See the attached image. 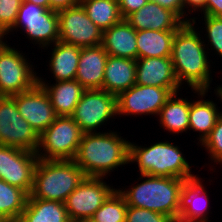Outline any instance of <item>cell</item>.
<instances>
[{
	"mask_svg": "<svg viewBox=\"0 0 222 222\" xmlns=\"http://www.w3.org/2000/svg\"><path fill=\"white\" fill-rule=\"evenodd\" d=\"M115 190L103 181V177H85L65 201L71 222L92 218Z\"/></svg>",
	"mask_w": 222,
	"mask_h": 222,
	"instance_id": "8fae6325",
	"label": "cell"
},
{
	"mask_svg": "<svg viewBox=\"0 0 222 222\" xmlns=\"http://www.w3.org/2000/svg\"><path fill=\"white\" fill-rule=\"evenodd\" d=\"M21 27L34 44L46 48L59 41V18L58 13L51 9L31 2L22 1L18 10L17 18L13 28L9 31Z\"/></svg>",
	"mask_w": 222,
	"mask_h": 222,
	"instance_id": "52a82bcc",
	"label": "cell"
},
{
	"mask_svg": "<svg viewBox=\"0 0 222 222\" xmlns=\"http://www.w3.org/2000/svg\"><path fill=\"white\" fill-rule=\"evenodd\" d=\"M191 21L184 23L175 33L171 51L173 69L180 86L185 81L192 90L208 91L213 80L210 77L209 52H206L205 40L193 26L195 17Z\"/></svg>",
	"mask_w": 222,
	"mask_h": 222,
	"instance_id": "6da1fadb",
	"label": "cell"
},
{
	"mask_svg": "<svg viewBox=\"0 0 222 222\" xmlns=\"http://www.w3.org/2000/svg\"><path fill=\"white\" fill-rule=\"evenodd\" d=\"M0 222H19V220H12V219H0Z\"/></svg>",
	"mask_w": 222,
	"mask_h": 222,
	"instance_id": "7bdbcfd3",
	"label": "cell"
},
{
	"mask_svg": "<svg viewBox=\"0 0 222 222\" xmlns=\"http://www.w3.org/2000/svg\"><path fill=\"white\" fill-rule=\"evenodd\" d=\"M201 146L209 152L212 161L222 164V115L218 118L210 134L201 143Z\"/></svg>",
	"mask_w": 222,
	"mask_h": 222,
	"instance_id": "4dcf8cb0",
	"label": "cell"
},
{
	"mask_svg": "<svg viewBox=\"0 0 222 222\" xmlns=\"http://www.w3.org/2000/svg\"><path fill=\"white\" fill-rule=\"evenodd\" d=\"M82 136L80 126L71 116H57L39 135L36 154L43 160H73Z\"/></svg>",
	"mask_w": 222,
	"mask_h": 222,
	"instance_id": "8992f818",
	"label": "cell"
},
{
	"mask_svg": "<svg viewBox=\"0 0 222 222\" xmlns=\"http://www.w3.org/2000/svg\"><path fill=\"white\" fill-rule=\"evenodd\" d=\"M129 143L117 132L83 133L73 159L86 177H103L129 163Z\"/></svg>",
	"mask_w": 222,
	"mask_h": 222,
	"instance_id": "7a4b0ae2",
	"label": "cell"
},
{
	"mask_svg": "<svg viewBox=\"0 0 222 222\" xmlns=\"http://www.w3.org/2000/svg\"><path fill=\"white\" fill-rule=\"evenodd\" d=\"M125 20L137 31H177L185 22L173 11L149 0Z\"/></svg>",
	"mask_w": 222,
	"mask_h": 222,
	"instance_id": "e0dca14e",
	"label": "cell"
},
{
	"mask_svg": "<svg viewBox=\"0 0 222 222\" xmlns=\"http://www.w3.org/2000/svg\"><path fill=\"white\" fill-rule=\"evenodd\" d=\"M145 180L128 190L118 189L128 206L148 209L178 220L186 179L141 174Z\"/></svg>",
	"mask_w": 222,
	"mask_h": 222,
	"instance_id": "3957f363",
	"label": "cell"
},
{
	"mask_svg": "<svg viewBox=\"0 0 222 222\" xmlns=\"http://www.w3.org/2000/svg\"><path fill=\"white\" fill-rule=\"evenodd\" d=\"M115 115H118L116 96L101 89H89L83 92L71 117L83 133H93Z\"/></svg>",
	"mask_w": 222,
	"mask_h": 222,
	"instance_id": "30bf717a",
	"label": "cell"
},
{
	"mask_svg": "<svg viewBox=\"0 0 222 222\" xmlns=\"http://www.w3.org/2000/svg\"><path fill=\"white\" fill-rule=\"evenodd\" d=\"M40 84L49 96L51 105L57 116H71L83 92L86 90L76 79L56 81L55 85L46 84L44 78L38 76Z\"/></svg>",
	"mask_w": 222,
	"mask_h": 222,
	"instance_id": "44dd1931",
	"label": "cell"
},
{
	"mask_svg": "<svg viewBox=\"0 0 222 222\" xmlns=\"http://www.w3.org/2000/svg\"><path fill=\"white\" fill-rule=\"evenodd\" d=\"M80 0H49V9L59 12L78 5Z\"/></svg>",
	"mask_w": 222,
	"mask_h": 222,
	"instance_id": "f35d334b",
	"label": "cell"
},
{
	"mask_svg": "<svg viewBox=\"0 0 222 222\" xmlns=\"http://www.w3.org/2000/svg\"><path fill=\"white\" fill-rule=\"evenodd\" d=\"M20 115L40 135L57 118L44 88L36 84L28 91L13 95Z\"/></svg>",
	"mask_w": 222,
	"mask_h": 222,
	"instance_id": "9a60e30c",
	"label": "cell"
},
{
	"mask_svg": "<svg viewBox=\"0 0 222 222\" xmlns=\"http://www.w3.org/2000/svg\"><path fill=\"white\" fill-rule=\"evenodd\" d=\"M137 30L125 19L103 31L102 46L110 56L137 60Z\"/></svg>",
	"mask_w": 222,
	"mask_h": 222,
	"instance_id": "ffe728a7",
	"label": "cell"
},
{
	"mask_svg": "<svg viewBox=\"0 0 222 222\" xmlns=\"http://www.w3.org/2000/svg\"><path fill=\"white\" fill-rule=\"evenodd\" d=\"M164 8L175 12L183 20V0H152Z\"/></svg>",
	"mask_w": 222,
	"mask_h": 222,
	"instance_id": "8d00e7d4",
	"label": "cell"
},
{
	"mask_svg": "<svg viewBox=\"0 0 222 222\" xmlns=\"http://www.w3.org/2000/svg\"><path fill=\"white\" fill-rule=\"evenodd\" d=\"M194 93H199L201 100L190 102L189 111V130L199 133V141L202 143L210 134L218 118L220 112L216 103L211 100H202L208 91L193 89Z\"/></svg>",
	"mask_w": 222,
	"mask_h": 222,
	"instance_id": "603a6c76",
	"label": "cell"
},
{
	"mask_svg": "<svg viewBox=\"0 0 222 222\" xmlns=\"http://www.w3.org/2000/svg\"><path fill=\"white\" fill-rule=\"evenodd\" d=\"M28 196L24 190L0 179V219L19 220Z\"/></svg>",
	"mask_w": 222,
	"mask_h": 222,
	"instance_id": "f1b7e54d",
	"label": "cell"
},
{
	"mask_svg": "<svg viewBox=\"0 0 222 222\" xmlns=\"http://www.w3.org/2000/svg\"><path fill=\"white\" fill-rule=\"evenodd\" d=\"M79 222H95V221L90 218V219L81 220V221H79Z\"/></svg>",
	"mask_w": 222,
	"mask_h": 222,
	"instance_id": "ee69618b",
	"label": "cell"
},
{
	"mask_svg": "<svg viewBox=\"0 0 222 222\" xmlns=\"http://www.w3.org/2000/svg\"><path fill=\"white\" fill-rule=\"evenodd\" d=\"M126 222H175L172 217L148 209L127 207Z\"/></svg>",
	"mask_w": 222,
	"mask_h": 222,
	"instance_id": "836d02e7",
	"label": "cell"
},
{
	"mask_svg": "<svg viewBox=\"0 0 222 222\" xmlns=\"http://www.w3.org/2000/svg\"><path fill=\"white\" fill-rule=\"evenodd\" d=\"M22 1L31 2L36 5L42 6L46 9H49V0H22Z\"/></svg>",
	"mask_w": 222,
	"mask_h": 222,
	"instance_id": "ab89813d",
	"label": "cell"
},
{
	"mask_svg": "<svg viewBox=\"0 0 222 222\" xmlns=\"http://www.w3.org/2000/svg\"><path fill=\"white\" fill-rule=\"evenodd\" d=\"M0 145L35 152L39 135L18 112L13 96H0Z\"/></svg>",
	"mask_w": 222,
	"mask_h": 222,
	"instance_id": "9c48e42d",
	"label": "cell"
},
{
	"mask_svg": "<svg viewBox=\"0 0 222 222\" xmlns=\"http://www.w3.org/2000/svg\"><path fill=\"white\" fill-rule=\"evenodd\" d=\"M38 160L35 152L0 145V179L30 195Z\"/></svg>",
	"mask_w": 222,
	"mask_h": 222,
	"instance_id": "4fadbf2b",
	"label": "cell"
},
{
	"mask_svg": "<svg viewBox=\"0 0 222 222\" xmlns=\"http://www.w3.org/2000/svg\"><path fill=\"white\" fill-rule=\"evenodd\" d=\"M22 0H0V29L7 35L13 28Z\"/></svg>",
	"mask_w": 222,
	"mask_h": 222,
	"instance_id": "d6a6232c",
	"label": "cell"
},
{
	"mask_svg": "<svg viewBox=\"0 0 222 222\" xmlns=\"http://www.w3.org/2000/svg\"><path fill=\"white\" fill-rule=\"evenodd\" d=\"M137 85L168 88L173 94L181 87L178 83L171 57H149L136 60Z\"/></svg>",
	"mask_w": 222,
	"mask_h": 222,
	"instance_id": "2e32d148",
	"label": "cell"
},
{
	"mask_svg": "<svg viewBox=\"0 0 222 222\" xmlns=\"http://www.w3.org/2000/svg\"><path fill=\"white\" fill-rule=\"evenodd\" d=\"M127 207L124 196L116 189L91 219L95 222H126Z\"/></svg>",
	"mask_w": 222,
	"mask_h": 222,
	"instance_id": "f546056e",
	"label": "cell"
},
{
	"mask_svg": "<svg viewBox=\"0 0 222 222\" xmlns=\"http://www.w3.org/2000/svg\"><path fill=\"white\" fill-rule=\"evenodd\" d=\"M214 91L216 92L217 97H219L222 102V86L219 85ZM220 114L222 115V112H220Z\"/></svg>",
	"mask_w": 222,
	"mask_h": 222,
	"instance_id": "b9f144b4",
	"label": "cell"
},
{
	"mask_svg": "<svg viewBox=\"0 0 222 222\" xmlns=\"http://www.w3.org/2000/svg\"><path fill=\"white\" fill-rule=\"evenodd\" d=\"M8 44L0 50V96H13L33 88L37 73L26 56Z\"/></svg>",
	"mask_w": 222,
	"mask_h": 222,
	"instance_id": "ba28073f",
	"label": "cell"
},
{
	"mask_svg": "<svg viewBox=\"0 0 222 222\" xmlns=\"http://www.w3.org/2000/svg\"><path fill=\"white\" fill-rule=\"evenodd\" d=\"M204 22L207 32L205 38H209L208 45H211V49L216 50L217 55L222 57V17L204 15Z\"/></svg>",
	"mask_w": 222,
	"mask_h": 222,
	"instance_id": "1f68e13d",
	"label": "cell"
},
{
	"mask_svg": "<svg viewBox=\"0 0 222 222\" xmlns=\"http://www.w3.org/2000/svg\"><path fill=\"white\" fill-rule=\"evenodd\" d=\"M136 60L108 55L101 90L116 97L136 84Z\"/></svg>",
	"mask_w": 222,
	"mask_h": 222,
	"instance_id": "7402d4cb",
	"label": "cell"
},
{
	"mask_svg": "<svg viewBox=\"0 0 222 222\" xmlns=\"http://www.w3.org/2000/svg\"><path fill=\"white\" fill-rule=\"evenodd\" d=\"M204 15L222 17V0H207Z\"/></svg>",
	"mask_w": 222,
	"mask_h": 222,
	"instance_id": "74e56055",
	"label": "cell"
},
{
	"mask_svg": "<svg viewBox=\"0 0 222 222\" xmlns=\"http://www.w3.org/2000/svg\"><path fill=\"white\" fill-rule=\"evenodd\" d=\"M207 191L197 177L186 180L182 189L181 210L179 222H208L210 206Z\"/></svg>",
	"mask_w": 222,
	"mask_h": 222,
	"instance_id": "d6986e66",
	"label": "cell"
},
{
	"mask_svg": "<svg viewBox=\"0 0 222 222\" xmlns=\"http://www.w3.org/2000/svg\"><path fill=\"white\" fill-rule=\"evenodd\" d=\"M168 88L133 85L117 98L118 115H158L162 106L172 96Z\"/></svg>",
	"mask_w": 222,
	"mask_h": 222,
	"instance_id": "5bb4252c",
	"label": "cell"
},
{
	"mask_svg": "<svg viewBox=\"0 0 222 222\" xmlns=\"http://www.w3.org/2000/svg\"><path fill=\"white\" fill-rule=\"evenodd\" d=\"M19 222H71L65 203L28 198Z\"/></svg>",
	"mask_w": 222,
	"mask_h": 222,
	"instance_id": "484cf974",
	"label": "cell"
},
{
	"mask_svg": "<svg viewBox=\"0 0 222 222\" xmlns=\"http://www.w3.org/2000/svg\"><path fill=\"white\" fill-rule=\"evenodd\" d=\"M176 31H137V59L149 57H171L172 43Z\"/></svg>",
	"mask_w": 222,
	"mask_h": 222,
	"instance_id": "d4e9b609",
	"label": "cell"
},
{
	"mask_svg": "<svg viewBox=\"0 0 222 222\" xmlns=\"http://www.w3.org/2000/svg\"><path fill=\"white\" fill-rule=\"evenodd\" d=\"M177 93L167 100L159 112V122L171 133H183L189 129L190 102L185 98H176Z\"/></svg>",
	"mask_w": 222,
	"mask_h": 222,
	"instance_id": "4316f807",
	"label": "cell"
},
{
	"mask_svg": "<svg viewBox=\"0 0 222 222\" xmlns=\"http://www.w3.org/2000/svg\"><path fill=\"white\" fill-rule=\"evenodd\" d=\"M108 53L102 45L81 48L76 80L86 89H102Z\"/></svg>",
	"mask_w": 222,
	"mask_h": 222,
	"instance_id": "ac0fdd59",
	"label": "cell"
},
{
	"mask_svg": "<svg viewBox=\"0 0 222 222\" xmlns=\"http://www.w3.org/2000/svg\"><path fill=\"white\" fill-rule=\"evenodd\" d=\"M183 155L177 145L168 141L149 147L129 143V163L137 162L140 174L193 179L196 175L191 174V166Z\"/></svg>",
	"mask_w": 222,
	"mask_h": 222,
	"instance_id": "5b68a950",
	"label": "cell"
},
{
	"mask_svg": "<svg viewBox=\"0 0 222 222\" xmlns=\"http://www.w3.org/2000/svg\"><path fill=\"white\" fill-rule=\"evenodd\" d=\"M57 13L60 42L73 44L81 48L102 44L103 31L88 17L80 3Z\"/></svg>",
	"mask_w": 222,
	"mask_h": 222,
	"instance_id": "7c38bea8",
	"label": "cell"
},
{
	"mask_svg": "<svg viewBox=\"0 0 222 222\" xmlns=\"http://www.w3.org/2000/svg\"><path fill=\"white\" fill-rule=\"evenodd\" d=\"M149 0H118L119 10L123 19L131 13L138 11Z\"/></svg>",
	"mask_w": 222,
	"mask_h": 222,
	"instance_id": "e575fe53",
	"label": "cell"
},
{
	"mask_svg": "<svg viewBox=\"0 0 222 222\" xmlns=\"http://www.w3.org/2000/svg\"><path fill=\"white\" fill-rule=\"evenodd\" d=\"M85 174L74 160H43L37 162L33 188L28 198L65 203L69 194L84 180Z\"/></svg>",
	"mask_w": 222,
	"mask_h": 222,
	"instance_id": "277c9868",
	"label": "cell"
},
{
	"mask_svg": "<svg viewBox=\"0 0 222 222\" xmlns=\"http://www.w3.org/2000/svg\"><path fill=\"white\" fill-rule=\"evenodd\" d=\"M49 67L56 81L76 78L81 47L57 41L53 44Z\"/></svg>",
	"mask_w": 222,
	"mask_h": 222,
	"instance_id": "cb8c5ba5",
	"label": "cell"
},
{
	"mask_svg": "<svg viewBox=\"0 0 222 222\" xmlns=\"http://www.w3.org/2000/svg\"><path fill=\"white\" fill-rule=\"evenodd\" d=\"M88 17L102 31L120 22L121 16L118 0H80Z\"/></svg>",
	"mask_w": 222,
	"mask_h": 222,
	"instance_id": "83f0119b",
	"label": "cell"
},
{
	"mask_svg": "<svg viewBox=\"0 0 222 222\" xmlns=\"http://www.w3.org/2000/svg\"><path fill=\"white\" fill-rule=\"evenodd\" d=\"M206 3H207V0H183V21L185 23H188V22H191L190 20L192 19V18L187 19V16L185 15L186 14V10H185L186 8L187 9L189 7L191 8V10L188 9L189 14L193 13L191 11H194V12L197 11L198 12V9L202 13L206 9ZM185 16H186V19H185Z\"/></svg>",
	"mask_w": 222,
	"mask_h": 222,
	"instance_id": "d590c367",
	"label": "cell"
},
{
	"mask_svg": "<svg viewBox=\"0 0 222 222\" xmlns=\"http://www.w3.org/2000/svg\"><path fill=\"white\" fill-rule=\"evenodd\" d=\"M6 35V33L0 29V50L5 46L6 42H4L3 38Z\"/></svg>",
	"mask_w": 222,
	"mask_h": 222,
	"instance_id": "60d3db41",
	"label": "cell"
}]
</instances>
